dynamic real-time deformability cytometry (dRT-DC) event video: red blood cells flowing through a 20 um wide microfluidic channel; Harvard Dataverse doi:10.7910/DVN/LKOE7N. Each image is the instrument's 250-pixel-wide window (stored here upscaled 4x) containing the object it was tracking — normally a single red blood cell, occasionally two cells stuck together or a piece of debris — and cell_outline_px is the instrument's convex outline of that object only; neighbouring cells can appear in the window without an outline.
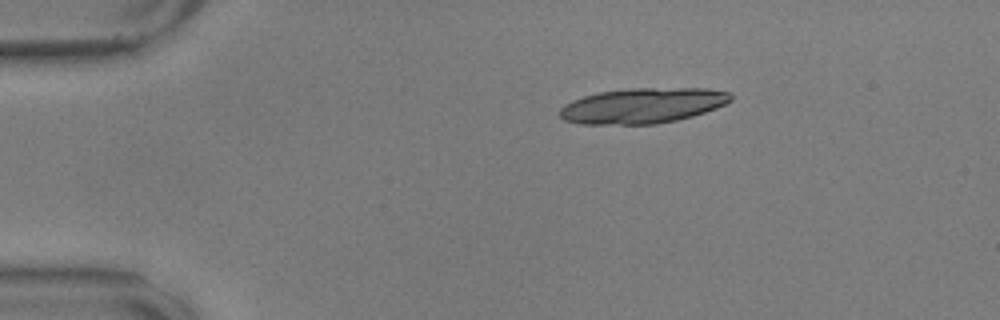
{"species": "common noctule bat (a hibernating species)", "species_latin": "Nyctalus noctula", "temperature_condition": "warm", "stored_images_in_passage": 11, "camera_frame_rate_fps": 3000, "um_per_image_px": 0.085, "animal": {"sex": "male", "body_mass_g": 17.9, "forearm_length_mm": 54.2}, "frame": {"image": 1, "passage_image": 1, "time_ms": 0.0, "image_size_px": [1000, 320], "cell_outline_px": [[732, 100], [716, 108], [692, 116], [676, 120], [656, 124], [580, 124], [564, 120], [560, 116], [560, 108], [564, 104], [572, 100], [584, 96], [600, 92], [632, 88], [708, 88], [732, 92]], "centroid_in_image_um": [54.64, 8.97], "position_along_channel_um": 30.4, "area_um2": 35.26}}